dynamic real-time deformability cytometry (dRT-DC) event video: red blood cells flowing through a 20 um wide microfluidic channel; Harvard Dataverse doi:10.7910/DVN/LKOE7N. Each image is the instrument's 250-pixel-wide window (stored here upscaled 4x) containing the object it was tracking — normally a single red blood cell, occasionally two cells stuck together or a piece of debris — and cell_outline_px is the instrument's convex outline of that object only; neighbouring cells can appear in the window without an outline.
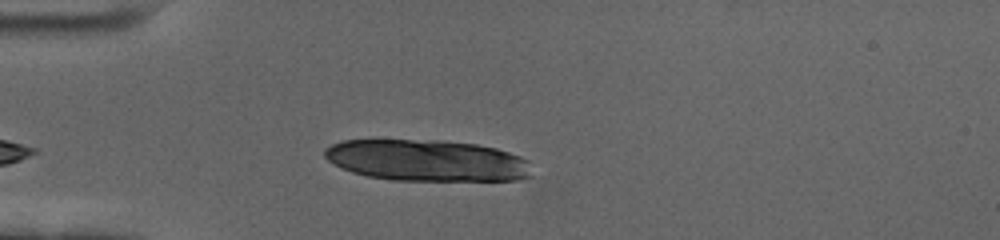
{"species": "human", "species_latin": "Homo sapiens", "temperature_condition": "cold", "stored_images_in_passage": 46, "segment_of_instrument_passage": [1, 2], "camera_frame_rate_fps": 3000, "um_per_image_px": 0.085, "donor": {"sex": "female"}, "frame": {"image": 1, "passage_image": 4, "time_ms": 1.0, "image_size_px": [1000, 240], "cell_outline_px": [[532, 176], [516, 180], [392, 180], [368, 176], [352, 172], [340, 168], [332, 164], [324, 156], [324, 148], [340, 140], [440, 140], [476, 144], [496, 148], [520, 156], [528, 160]], "centroid_in_image_um": [36.26, 13.63], "position_along_channel_um": 48.7, "area_um2": 50.23}}